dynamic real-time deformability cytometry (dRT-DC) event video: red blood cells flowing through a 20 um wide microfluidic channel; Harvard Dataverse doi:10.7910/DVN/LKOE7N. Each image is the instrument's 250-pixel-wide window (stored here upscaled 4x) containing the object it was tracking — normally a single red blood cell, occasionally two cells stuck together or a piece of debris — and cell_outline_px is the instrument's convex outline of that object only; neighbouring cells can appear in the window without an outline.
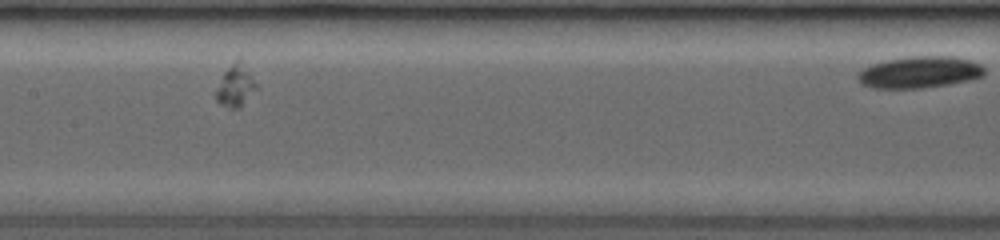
{"species": "common noctule bat (a hibernating species)", "species_latin": "Nyctalus noctula", "temperature_condition": "room temperature", "stored_images_in_passage": 11, "camera_frame_rate_fps": 3500, "um_per_image_px": 0.085, "animal": {"sex": "female", "body_mass_g": 19.0, "forearm_length_mm": 53.3}, "frame": {"image": 1, "passage_image": 11, "time_ms": 2.857, "image_size_px": [1000, 240], "cell_outline_px": [[984, 76], [968, 80], [948, 84], [920, 88], [876, 88], [864, 84], [856, 76], [864, 68], [872, 64], [888, 60], [908, 56], [952, 56], [972, 60], [980, 64], [984, 68]], "centroid_in_image_um": [78.2, 6.12], "position_along_channel_um": 129.2, "area_um2": 23.12}}